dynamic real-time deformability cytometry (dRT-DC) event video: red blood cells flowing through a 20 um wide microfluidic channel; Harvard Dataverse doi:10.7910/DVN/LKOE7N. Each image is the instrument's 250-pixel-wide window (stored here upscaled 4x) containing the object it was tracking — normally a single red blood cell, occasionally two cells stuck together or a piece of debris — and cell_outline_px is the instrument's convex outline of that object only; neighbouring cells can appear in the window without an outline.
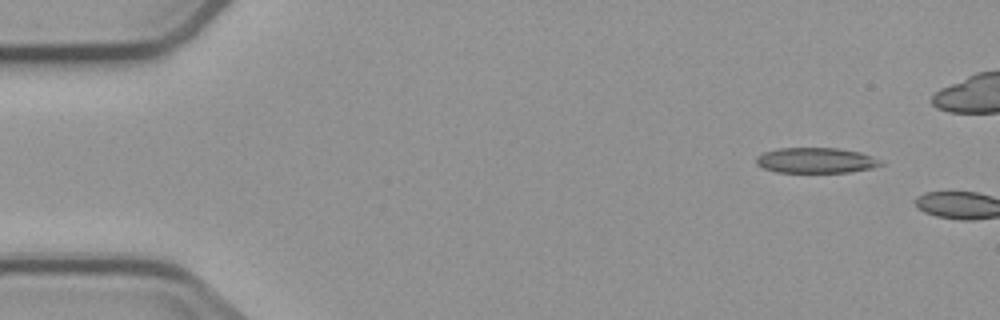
{"species": "common noctule bat (a hibernating species)", "species_latin": "Nyctalus noctula", "temperature_condition": "cold", "stored_images_in_passage": 2, "camera_frame_rate_fps": 3000, "um_per_image_px": 0.085, "animal": {"sex": "male", "body_mass_g": 23.1, "forearm_length_mm": 52.7}, "frame": {"image": 1, "passage_image": 1, "time_ms": 0.0, "image_size_px": [1000, 320], "cell_outline_px": [[884, 164], [872, 168], [848, 172], [776, 172], [764, 168], [756, 164], [756, 156], [764, 152], [780, 148], [836, 148], [860, 152], [872, 156], [880, 160]], "centroid_in_image_um": [69.35, 13.63], "position_along_channel_um": 15.7, "area_um2": 18.38}}